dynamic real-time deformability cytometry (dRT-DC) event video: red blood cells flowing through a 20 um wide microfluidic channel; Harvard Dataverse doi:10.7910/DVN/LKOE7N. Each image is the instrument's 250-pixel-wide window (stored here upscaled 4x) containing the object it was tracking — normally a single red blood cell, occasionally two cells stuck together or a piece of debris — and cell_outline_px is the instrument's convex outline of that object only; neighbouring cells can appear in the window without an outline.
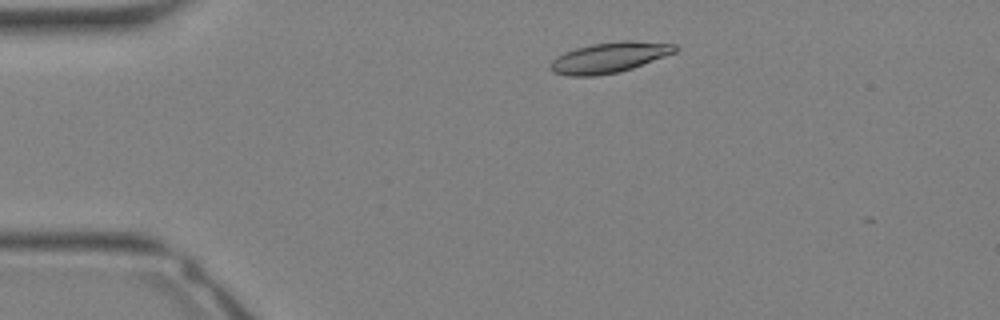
{"species": "Egyptian fruit bat (a non-hibernating species)", "species_latin": "Rousettus aegyptiacus", "temperature_condition": "warm", "stored_images_in_passage": 28, "camera_frame_rate_fps": 3000, "um_per_image_px": 0.085, "animal": {"sex": "female"}, "frame": {"image": 1, "passage_image": 1, "time_ms": 0.0, "image_size_px": [1000, 320], "cell_outline_px": [[680, 48], [676, 52], [632, 68], [616, 72], [592, 76], [568, 76], [552, 72], [548, 68], [548, 64], [556, 56], [564, 52], [576, 48], [592, 44], [620, 40], [628, 40], [676, 44]], "centroid_in_image_um": [51.76, 4.88], "position_along_channel_um": 33.2, "area_um2": 22.25}}
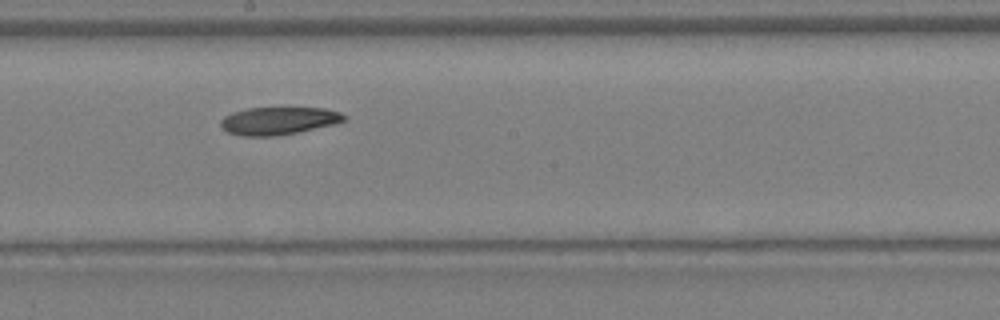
{"frame": {"image": 2, "passage_image": 13, "time_ms": 4.0, "image_size_px": [1000, 320], "cell_outline_px": [[348, 120], [336, 124], [276, 136], [240, 136], [228, 132], [220, 128], [220, 120], [224, 116], [232, 112], [248, 108], [324, 108], [340, 112], [348, 116]], "centroid_in_image_um": [23.68, 10.27], "position_along_channel_um": 224.5, "area_um2": 20.11}}
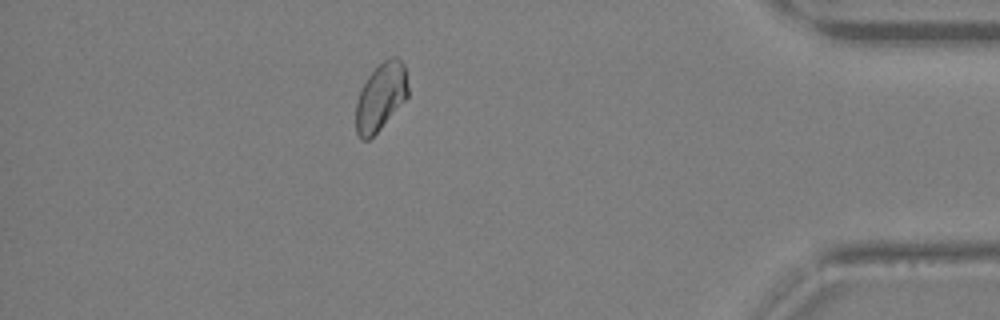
{"frame": {"image": 3, "passage_image": 24, "time_ms": 7.667, "image_size_px": [1000, 320], "cell_outline_px": [[408, 96], [380, 128], [368, 140], [360, 140], [356, 132], [356, 100], [368, 76], [384, 60], [392, 56], [396, 56], [404, 64], [408, 88]], "centroid_in_image_um": [32.35, 8.23], "position_along_channel_um": 402.8, "area_um2": 20.17}}